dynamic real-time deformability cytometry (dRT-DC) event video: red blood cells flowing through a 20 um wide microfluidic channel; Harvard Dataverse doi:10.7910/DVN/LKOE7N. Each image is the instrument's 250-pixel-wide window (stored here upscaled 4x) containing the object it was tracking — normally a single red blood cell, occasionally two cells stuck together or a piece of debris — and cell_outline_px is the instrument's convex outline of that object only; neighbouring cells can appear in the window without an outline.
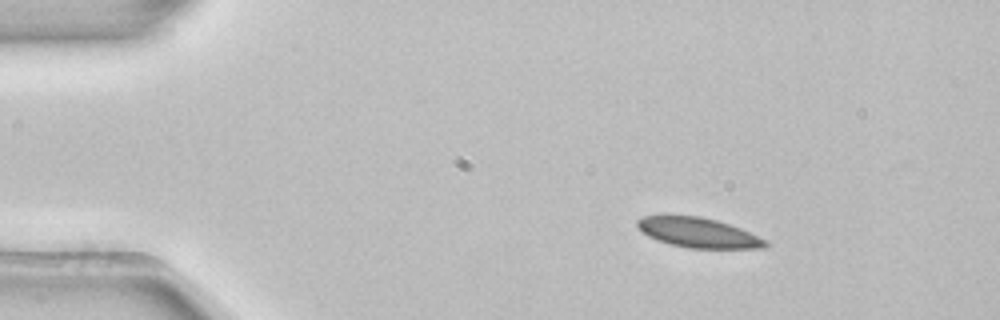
{"species": "common noctule bat (a hibernating species)", "species_latin": "Nyctalus noctula", "temperature_condition": "room temperature", "stored_images_in_passage": 3, "camera_frame_rate_fps": 3000, "um_per_image_px": 0.085, "animal": {"sex": "female", "body_mass_g": 22.7, "forearm_length_mm": 54.2}, "frame": {"image": 1, "passage_image": 1, "time_ms": 0.0, "image_size_px": [1000, 320], "cell_outline_px": [[772, 244], [768, 248], [688, 248], [656, 240], [648, 236], [636, 224], [636, 220], [644, 216], [700, 216], [716, 220], [740, 228], [768, 240]], "centroid_in_image_um": [59.42, 19.79], "position_along_channel_um": 25.6, "area_um2": 22.2}}
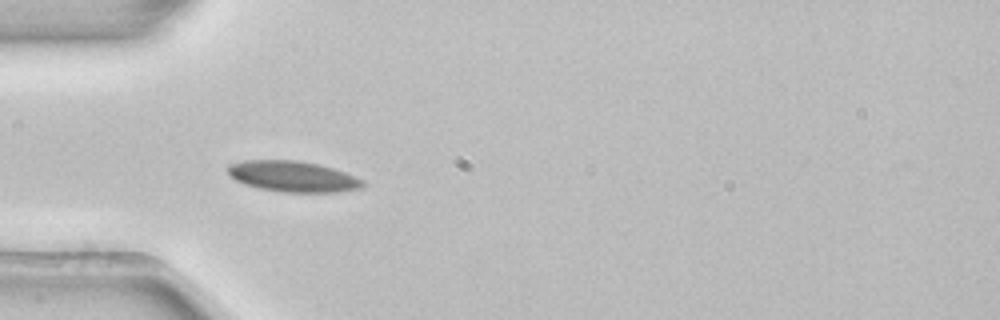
{"frame": {"image": 2, "passage_image": 2, "time_ms": 0.333, "image_size_px": [1000, 320], "cell_outline_px": [[364, 184], [360, 188], [336, 192], [280, 192], [260, 188], [244, 184], [228, 176], [228, 164], [244, 160], [296, 160], [320, 164], [344, 172], [364, 180]], "centroid_in_image_um": [24.86, 14.99], "position_along_channel_um": 60.1, "area_um2": 24.28}}